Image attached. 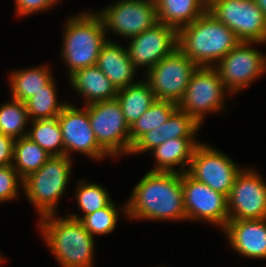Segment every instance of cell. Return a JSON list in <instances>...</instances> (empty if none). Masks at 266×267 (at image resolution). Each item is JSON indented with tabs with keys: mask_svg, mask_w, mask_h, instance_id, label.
I'll return each mask as SVG.
<instances>
[{
	"mask_svg": "<svg viewBox=\"0 0 266 267\" xmlns=\"http://www.w3.org/2000/svg\"><path fill=\"white\" fill-rule=\"evenodd\" d=\"M126 201L127 219L135 221H187L181 173L147 171Z\"/></svg>",
	"mask_w": 266,
	"mask_h": 267,
	"instance_id": "obj_1",
	"label": "cell"
},
{
	"mask_svg": "<svg viewBox=\"0 0 266 267\" xmlns=\"http://www.w3.org/2000/svg\"><path fill=\"white\" fill-rule=\"evenodd\" d=\"M50 214L37 220V232L60 267H94L95 238L78 219Z\"/></svg>",
	"mask_w": 266,
	"mask_h": 267,
	"instance_id": "obj_2",
	"label": "cell"
},
{
	"mask_svg": "<svg viewBox=\"0 0 266 267\" xmlns=\"http://www.w3.org/2000/svg\"><path fill=\"white\" fill-rule=\"evenodd\" d=\"M65 21L59 56L68 77L74 71L96 65L99 52L108 38L104 22L95 11L86 9L72 14Z\"/></svg>",
	"mask_w": 266,
	"mask_h": 267,
	"instance_id": "obj_3",
	"label": "cell"
},
{
	"mask_svg": "<svg viewBox=\"0 0 266 267\" xmlns=\"http://www.w3.org/2000/svg\"><path fill=\"white\" fill-rule=\"evenodd\" d=\"M241 41L207 10L177 31L178 48L198 66L214 67Z\"/></svg>",
	"mask_w": 266,
	"mask_h": 267,
	"instance_id": "obj_4",
	"label": "cell"
},
{
	"mask_svg": "<svg viewBox=\"0 0 266 267\" xmlns=\"http://www.w3.org/2000/svg\"><path fill=\"white\" fill-rule=\"evenodd\" d=\"M74 159L53 155L37 171L23 179V194L38 219L58 213V205L70 182Z\"/></svg>",
	"mask_w": 266,
	"mask_h": 267,
	"instance_id": "obj_5",
	"label": "cell"
},
{
	"mask_svg": "<svg viewBox=\"0 0 266 267\" xmlns=\"http://www.w3.org/2000/svg\"><path fill=\"white\" fill-rule=\"evenodd\" d=\"M230 96L215 67L198 66L178 108L202 126L209 113L217 115L229 110L226 99Z\"/></svg>",
	"mask_w": 266,
	"mask_h": 267,
	"instance_id": "obj_6",
	"label": "cell"
},
{
	"mask_svg": "<svg viewBox=\"0 0 266 267\" xmlns=\"http://www.w3.org/2000/svg\"><path fill=\"white\" fill-rule=\"evenodd\" d=\"M258 45L266 44L241 41L214 66L232 96L243 93L266 74V54Z\"/></svg>",
	"mask_w": 266,
	"mask_h": 267,
	"instance_id": "obj_7",
	"label": "cell"
},
{
	"mask_svg": "<svg viewBox=\"0 0 266 267\" xmlns=\"http://www.w3.org/2000/svg\"><path fill=\"white\" fill-rule=\"evenodd\" d=\"M85 106L98 145L113 160L127 157L130 153V127L117 99Z\"/></svg>",
	"mask_w": 266,
	"mask_h": 267,
	"instance_id": "obj_8",
	"label": "cell"
},
{
	"mask_svg": "<svg viewBox=\"0 0 266 267\" xmlns=\"http://www.w3.org/2000/svg\"><path fill=\"white\" fill-rule=\"evenodd\" d=\"M107 5L96 12L104 22L108 40L114 41L111 33L129 40L158 23L155 0H114Z\"/></svg>",
	"mask_w": 266,
	"mask_h": 267,
	"instance_id": "obj_9",
	"label": "cell"
},
{
	"mask_svg": "<svg viewBox=\"0 0 266 267\" xmlns=\"http://www.w3.org/2000/svg\"><path fill=\"white\" fill-rule=\"evenodd\" d=\"M197 68L198 65L177 47L143 74V79L153 90L156 100L178 104Z\"/></svg>",
	"mask_w": 266,
	"mask_h": 267,
	"instance_id": "obj_10",
	"label": "cell"
},
{
	"mask_svg": "<svg viewBox=\"0 0 266 267\" xmlns=\"http://www.w3.org/2000/svg\"><path fill=\"white\" fill-rule=\"evenodd\" d=\"M242 169L237 161L216 146L200 142L194 149L186 173L194 180L228 197L236 176Z\"/></svg>",
	"mask_w": 266,
	"mask_h": 267,
	"instance_id": "obj_11",
	"label": "cell"
},
{
	"mask_svg": "<svg viewBox=\"0 0 266 267\" xmlns=\"http://www.w3.org/2000/svg\"><path fill=\"white\" fill-rule=\"evenodd\" d=\"M207 10L240 41L266 44V17L254 0H208Z\"/></svg>",
	"mask_w": 266,
	"mask_h": 267,
	"instance_id": "obj_12",
	"label": "cell"
},
{
	"mask_svg": "<svg viewBox=\"0 0 266 267\" xmlns=\"http://www.w3.org/2000/svg\"><path fill=\"white\" fill-rule=\"evenodd\" d=\"M187 221L213 224L222 231L229 220L227 196L181 173Z\"/></svg>",
	"mask_w": 266,
	"mask_h": 267,
	"instance_id": "obj_13",
	"label": "cell"
},
{
	"mask_svg": "<svg viewBox=\"0 0 266 267\" xmlns=\"http://www.w3.org/2000/svg\"><path fill=\"white\" fill-rule=\"evenodd\" d=\"M64 144V155L71 158L79 153L90 160L111 158L99 145L91 128L88 109L68 102L57 116Z\"/></svg>",
	"mask_w": 266,
	"mask_h": 267,
	"instance_id": "obj_14",
	"label": "cell"
},
{
	"mask_svg": "<svg viewBox=\"0 0 266 267\" xmlns=\"http://www.w3.org/2000/svg\"><path fill=\"white\" fill-rule=\"evenodd\" d=\"M258 170L244 166L227 197L229 220L266 219V180Z\"/></svg>",
	"mask_w": 266,
	"mask_h": 267,
	"instance_id": "obj_15",
	"label": "cell"
},
{
	"mask_svg": "<svg viewBox=\"0 0 266 267\" xmlns=\"http://www.w3.org/2000/svg\"><path fill=\"white\" fill-rule=\"evenodd\" d=\"M127 41L130 59L143 74L178 47L177 30L160 22Z\"/></svg>",
	"mask_w": 266,
	"mask_h": 267,
	"instance_id": "obj_16",
	"label": "cell"
},
{
	"mask_svg": "<svg viewBox=\"0 0 266 267\" xmlns=\"http://www.w3.org/2000/svg\"><path fill=\"white\" fill-rule=\"evenodd\" d=\"M221 233L240 257L266 261V219L228 220Z\"/></svg>",
	"mask_w": 266,
	"mask_h": 267,
	"instance_id": "obj_17",
	"label": "cell"
},
{
	"mask_svg": "<svg viewBox=\"0 0 266 267\" xmlns=\"http://www.w3.org/2000/svg\"><path fill=\"white\" fill-rule=\"evenodd\" d=\"M96 66L117 90L139 81L136 79L139 72L130 59L127 47L116 40H107L102 46Z\"/></svg>",
	"mask_w": 266,
	"mask_h": 267,
	"instance_id": "obj_18",
	"label": "cell"
},
{
	"mask_svg": "<svg viewBox=\"0 0 266 267\" xmlns=\"http://www.w3.org/2000/svg\"><path fill=\"white\" fill-rule=\"evenodd\" d=\"M74 94L83 98V105L115 99L118 90L96 66L74 71L67 77Z\"/></svg>",
	"mask_w": 266,
	"mask_h": 267,
	"instance_id": "obj_19",
	"label": "cell"
},
{
	"mask_svg": "<svg viewBox=\"0 0 266 267\" xmlns=\"http://www.w3.org/2000/svg\"><path fill=\"white\" fill-rule=\"evenodd\" d=\"M200 142L198 138H174L165 141L150 151L155 164L149 170L176 173L186 172L194 149Z\"/></svg>",
	"mask_w": 266,
	"mask_h": 267,
	"instance_id": "obj_20",
	"label": "cell"
},
{
	"mask_svg": "<svg viewBox=\"0 0 266 267\" xmlns=\"http://www.w3.org/2000/svg\"><path fill=\"white\" fill-rule=\"evenodd\" d=\"M53 72L50 64L47 63L10 70L7 74L10 98L24 103L55 77Z\"/></svg>",
	"mask_w": 266,
	"mask_h": 267,
	"instance_id": "obj_21",
	"label": "cell"
},
{
	"mask_svg": "<svg viewBox=\"0 0 266 267\" xmlns=\"http://www.w3.org/2000/svg\"><path fill=\"white\" fill-rule=\"evenodd\" d=\"M158 22L177 31L207 11L208 0H155Z\"/></svg>",
	"mask_w": 266,
	"mask_h": 267,
	"instance_id": "obj_22",
	"label": "cell"
},
{
	"mask_svg": "<svg viewBox=\"0 0 266 267\" xmlns=\"http://www.w3.org/2000/svg\"><path fill=\"white\" fill-rule=\"evenodd\" d=\"M141 78L135 84L119 89L116 96L129 127L133 125L156 100L154 92L149 84L143 79V76Z\"/></svg>",
	"mask_w": 266,
	"mask_h": 267,
	"instance_id": "obj_23",
	"label": "cell"
},
{
	"mask_svg": "<svg viewBox=\"0 0 266 267\" xmlns=\"http://www.w3.org/2000/svg\"><path fill=\"white\" fill-rule=\"evenodd\" d=\"M76 183L73 194L76 207L82 214L72 212L68 214L69 217L81 220L85 215L106 207L113 200L108 189L99 182H89L85 177Z\"/></svg>",
	"mask_w": 266,
	"mask_h": 267,
	"instance_id": "obj_24",
	"label": "cell"
},
{
	"mask_svg": "<svg viewBox=\"0 0 266 267\" xmlns=\"http://www.w3.org/2000/svg\"><path fill=\"white\" fill-rule=\"evenodd\" d=\"M57 80L53 78L42 90L35 93L25 103L30 121L57 117L69 101L58 98Z\"/></svg>",
	"mask_w": 266,
	"mask_h": 267,
	"instance_id": "obj_25",
	"label": "cell"
},
{
	"mask_svg": "<svg viewBox=\"0 0 266 267\" xmlns=\"http://www.w3.org/2000/svg\"><path fill=\"white\" fill-rule=\"evenodd\" d=\"M51 155L27 136L15 139L13 152V168L24 179L40 169Z\"/></svg>",
	"mask_w": 266,
	"mask_h": 267,
	"instance_id": "obj_26",
	"label": "cell"
},
{
	"mask_svg": "<svg viewBox=\"0 0 266 267\" xmlns=\"http://www.w3.org/2000/svg\"><path fill=\"white\" fill-rule=\"evenodd\" d=\"M27 137L46 150L51 156L64 155V144L57 117L37 119L29 123Z\"/></svg>",
	"mask_w": 266,
	"mask_h": 267,
	"instance_id": "obj_27",
	"label": "cell"
},
{
	"mask_svg": "<svg viewBox=\"0 0 266 267\" xmlns=\"http://www.w3.org/2000/svg\"><path fill=\"white\" fill-rule=\"evenodd\" d=\"M120 215L127 219L126 202L119 206L117 202L112 200L106 207L85 215L80 221L84 228L96 239L97 236H107L113 233L118 226Z\"/></svg>",
	"mask_w": 266,
	"mask_h": 267,
	"instance_id": "obj_28",
	"label": "cell"
},
{
	"mask_svg": "<svg viewBox=\"0 0 266 267\" xmlns=\"http://www.w3.org/2000/svg\"><path fill=\"white\" fill-rule=\"evenodd\" d=\"M177 108L178 104L174 102L155 100L148 110L130 126V150L141 136L167 122Z\"/></svg>",
	"mask_w": 266,
	"mask_h": 267,
	"instance_id": "obj_29",
	"label": "cell"
},
{
	"mask_svg": "<svg viewBox=\"0 0 266 267\" xmlns=\"http://www.w3.org/2000/svg\"><path fill=\"white\" fill-rule=\"evenodd\" d=\"M30 119L25 103L10 98L0 104V133L14 139L25 137Z\"/></svg>",
	"mask_w": 266,
	"mask_h": 267,
	"instance_id": "obj_30",
	"label": "cell"
},
{
	"mask_svg": "<svg viewBox=\"0 0 266 267\" xmlns=\"http://www.w3.org/2000/svg\"><path fill=\"white\" fill-rule=\"evenodd\" d=\"M202 127L192 116L177 108L165 122L166 141L174 138H198Z\"/></svg>",
	"mask_w": 266,
	"mask_h": 267,
	"instance_id": "obj_31",
	"label": "cell"
},
{
	"mask_svg": "<svg viewBox=\"0 0 266 267\" xmlns=\"http://www.w3.org/2000/svg\"><path fill=\"white\" fill-rule=\"evenodd\" d=\"M23 192V179L12 165L0 167V204L16 201Z\"/></svg>",
	"mask_w": 266,
	"mask_h": 267,
	"instance_id": "obj_32",
	"label": "cell"
},
{
	"mask_svg": "<svg viewBox=\"0 0 266 267\" xmlns=\"http://www.w3.org/2000/svg\"><path fill=\"white\" fill-rule=\"evenodd\" d=\"M166 141L165 123L141 136L131 147L128 156L143 155Z\"/></svg>",
	"mask_w": 266,
	"mask_h": 267,
	"instance_id": "obj_33",
	"label": "cell"
},
{
	"mask_svg": "<svg viewBox=\"0 0 266 267\" xmlns=\"http://www.w3.org/2000/svg\"><path fill=\"white\" fill-rule=\"evenodd\" d=\"M15 15L19 17H28L33 14L48 12V10L58 6L59 0H14Z\"/></svg>",
	"mask_w": 266,
	"mask_h": 267,
	"instance_id": "obj_34",
	"label": "cell"
},
{
	"mask_svg": "<svg viewBox=\"0 0 266 267\" xmlns=\"http://www.w3.org/2000/svg\"><path fill=\"white\" fill-rule=\"evenodd\" d=\"M15 139L0 133V167L12 165Z\"/></svg>",
	"mask_w": 266,
	"mask_h": 267,
	"instance_id": "obj_35",
	"label": "cell"
},
{
	"mask_svg": "<svg viewBox=\"0 0 266 267\" xmlns=\"http://www.w3.org/2000/svg\"><path fill=\"white\" fill-rule=\"evenodd\" d=\"M255 4L261 9L266 17V0H254Z\"/></svg>",
	"mask_w": 266,
	"mask_h": 267,
	"instance_id": "obj_36",
	"label": "cell"
},
{
	"mask_svg": "<svg viewBox=\"0 0 266 267\" xmlns=\"http://www.w3.org/2000/svg\"><path fill=\"white\" fill-rule=\"evenodd\" d=\"M6 257H4L3 255H2V253H0V265H2L3 263H5V259Z\"/></svg>",
	"mask_w": 266,
	"mask_h": 267,
	"instance_id": "obj_37",
	"label": "cell"
}]
</instances>
